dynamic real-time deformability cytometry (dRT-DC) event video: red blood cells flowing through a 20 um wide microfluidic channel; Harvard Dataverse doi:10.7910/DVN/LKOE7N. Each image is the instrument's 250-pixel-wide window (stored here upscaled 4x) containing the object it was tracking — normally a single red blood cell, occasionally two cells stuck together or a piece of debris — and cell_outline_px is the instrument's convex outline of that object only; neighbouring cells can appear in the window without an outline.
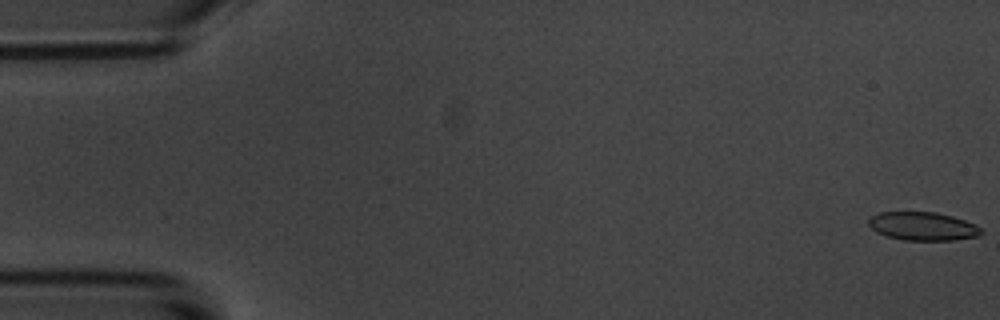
{"species": "common noctule bat (a hibernating species)", "species_latin": "Nyctalus noctula", "temperature_condition": "room temperature", "stored_images_in_passage": 4, "camera_frame_rate_fps": 3000, "um_per_image_px": 0.085, "animal": {"sex": "male", "body_mass_g": 20.1, "forearm_length_mm": 53.5}, "frame": {"image": 1, "passage_image": 1, "time_ms": 0.0, "image_size_px": [1000, 320], "cell_outline_px": [[984, 232], [980, 236], [956, 240], [904, 240], [888, 236], [876, 232], [868, 224], [868, 220], [872, 216], [880, 212], [936, 212], [952, 216], [976, 224]], "centroid_in_image_um": [78.47, 19.23], "position_along_channel_um": 6.5, "area_um2": 18.67}}